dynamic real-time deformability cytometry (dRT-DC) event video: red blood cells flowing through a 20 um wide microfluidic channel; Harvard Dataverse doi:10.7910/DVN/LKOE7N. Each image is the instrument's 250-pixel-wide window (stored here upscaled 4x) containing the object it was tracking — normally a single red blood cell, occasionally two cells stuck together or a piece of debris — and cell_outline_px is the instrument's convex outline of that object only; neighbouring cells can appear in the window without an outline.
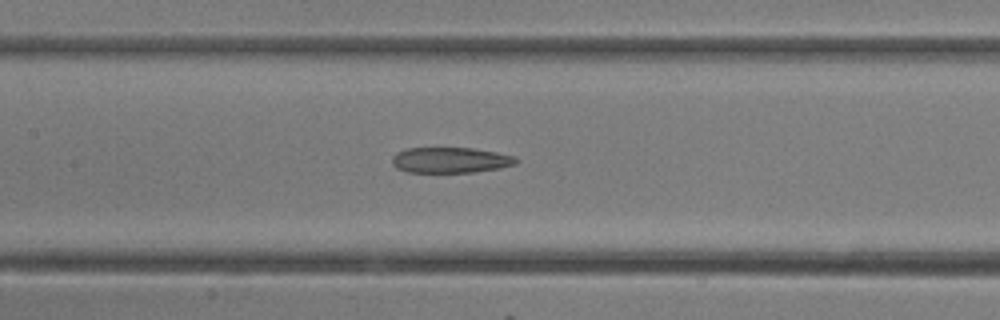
{"species": "common noctule bat (a hibernating species)", "species_latin": "Nyctalus noctula", "temperature_condition": "room temperature", "stored_images_in_passage": 15, "camera_frame_rate_fps": 3000, "um_per_image_px": 0.085, "animal": {"sex": "female"}, "frame": {"image": 1, "passage_image": 13, "time_ms": 4.0, "image_size_px": [1000, 320], "cell_outline_px": [[520, 160], [516, 164], [500, 168], [472, 172], [408, 172], [396, 168], [392, 164], [392, 156], [396, 152], [408, 148], [472, 148], [496, 152], [512, 156]], "centroid_in_image_um": [38.27, 13.61], "position_along_channel_um": 169.1, "area_um2": 18.5}}
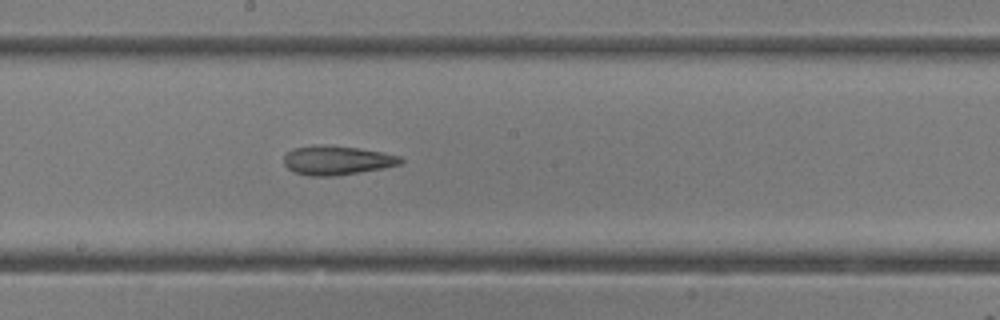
{"frame": {"image": 2, "passage_image": 15, "time_ms": 4.667, "image_size_px": [1000, 320], "cell_outline_px": [[404, 160], [400, 164], [384, 168], [336, 176], [308, 176], [292, 172], [284, 164], [284, 156], [292, 148], [316, 144], [356, 148], [384, 152], [400, 156]], "centroid_in_image_um": [28.61, 13.63], "position_along_channel_um": 219.6, "area_um2": 19.94}}